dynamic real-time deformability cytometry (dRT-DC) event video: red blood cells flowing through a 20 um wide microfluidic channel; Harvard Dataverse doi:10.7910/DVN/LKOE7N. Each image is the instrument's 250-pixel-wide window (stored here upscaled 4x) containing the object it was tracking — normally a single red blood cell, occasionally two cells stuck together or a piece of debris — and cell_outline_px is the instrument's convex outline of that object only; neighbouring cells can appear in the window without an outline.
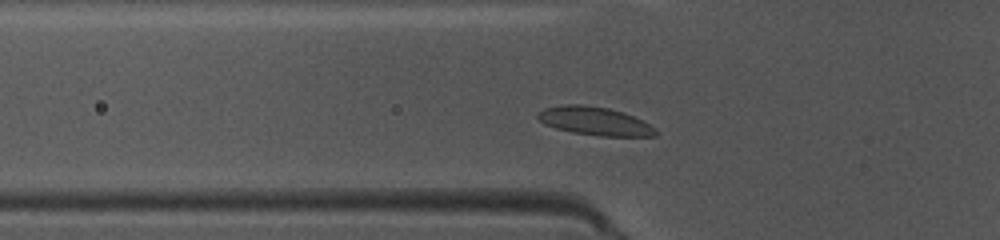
{"species": "common noctule bat (a hibernating species)", "species_latin": "Nyctalus noctula", "temperature_condition": "warm", "stored_images_in_passage": 37, "camera_frame_rate_fps": 3000, "um_per_image_px": 0.085, "animal": {"sex": "female", "body_mass_g": 10.0, "forearm_length_mm": 53.1}, "frame": {"image": 1, "passage_image": 4, "time_ms": 1.0, "image_size_px": [1000, 240], "cell_outline_px": [[656, 136], [600, 136], [572, 132], [556, 128], [544, 124], [536, 116], [536, 112], [544, 108], [564, 104], [584, 104], [608, 108], [624, 112], [656, 128]], "centroid_in_image_um": [50.51, 10.28], "position_along_channel_um": 75.3, "area_um2": 19.48}}
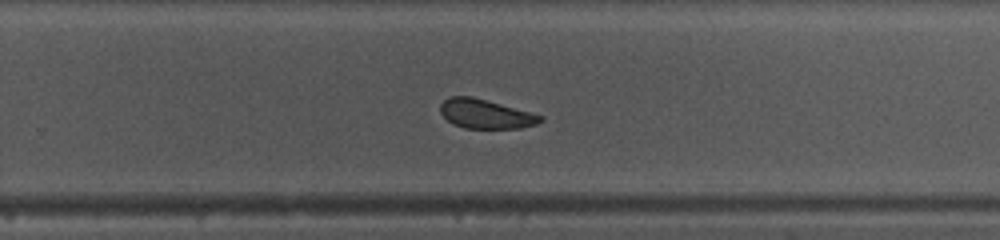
{"frame": {"image": 2, "passage_image": 20, "time_ms": 6.333, "image_size_px": [1000, 240], "cell_outline_px": [[544, 120], [536, 124], [520, 128], [464, 128], [452, 124], [440, 112], [440, 104], [448, 96], [472, 96], [544, 116]], "centroid_in_image_um": [41.26, 9.68], "position_along_channel_um": 288.5, "area_um2": 16.99}}
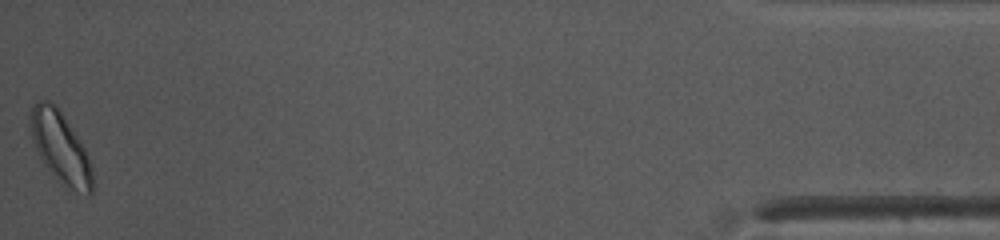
{"frame": {"image": 3, "passage_image": 37, "time_ms": 12.0, "image_size_px": [1000, 240], "cell_outline_px": [[92, 192], [88, 196], [68, 192], [40, 160], [32, 136], [32, 108], [36, 100], [48, 100], [56, 104], [80, 140], [88, 156], [92, 168]], "centroid_in_image_um": [5.18, 12.62], "position_along_channel_um": 430.0, "area_um2": 25.84}, "authors_computed_cell_mechanics": {"area_um2": 18.496, "velocity_mm_per_s": 3.9871, "shape_relaxation_time_tau1_ms": 2.3319, "shape_relaxation_time_tau2_ms": 2.0919, "deformation_change_tau1": 0.0955, "deformation_change_tau2": 0.0731}}